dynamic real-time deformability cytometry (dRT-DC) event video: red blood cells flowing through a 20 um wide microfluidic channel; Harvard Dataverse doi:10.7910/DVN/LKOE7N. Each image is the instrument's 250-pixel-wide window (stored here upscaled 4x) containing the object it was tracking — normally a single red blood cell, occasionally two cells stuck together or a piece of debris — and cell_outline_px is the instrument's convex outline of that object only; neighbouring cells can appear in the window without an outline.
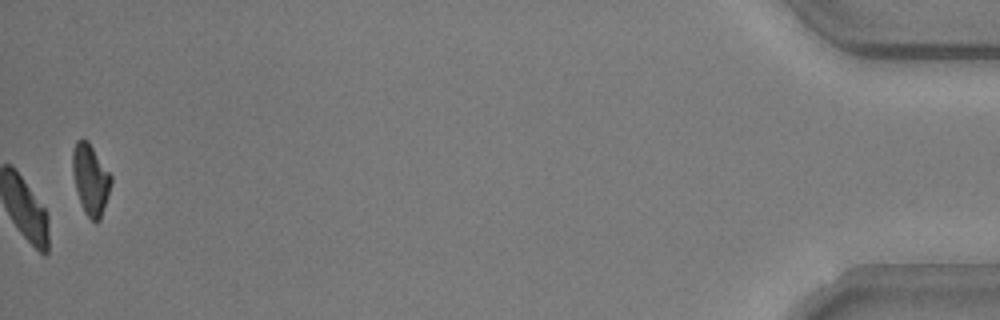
{"species": "common noctule bat (a hibernating species)", "species_latin": "Nyctalus noctula", "temperature_condition": "warm", "stored_images_in_passage": 12, "camera_frame_rate_fps": 3000, "um_per_image_px": 0.085, "animal": {"sex": "male", "body_mass_g": 20.5, "forearm_length_mm": 52.5}, "frame": {"image": 1, "passage_image": 12, "time_ms": 3.667, "image_size_px": [1000, 320], "cell_outline_px": [[112, 180], [108, 196], [100, 220], [92, 220], [84, 212], [80, 204], [72, 172], [72, 152], [76, 140], [88, 140], [112, 176]], "centroid_in_image_um": [7.69, 15.23], "position_along_channel_um": 427.5, "area_um2": 15.78}}